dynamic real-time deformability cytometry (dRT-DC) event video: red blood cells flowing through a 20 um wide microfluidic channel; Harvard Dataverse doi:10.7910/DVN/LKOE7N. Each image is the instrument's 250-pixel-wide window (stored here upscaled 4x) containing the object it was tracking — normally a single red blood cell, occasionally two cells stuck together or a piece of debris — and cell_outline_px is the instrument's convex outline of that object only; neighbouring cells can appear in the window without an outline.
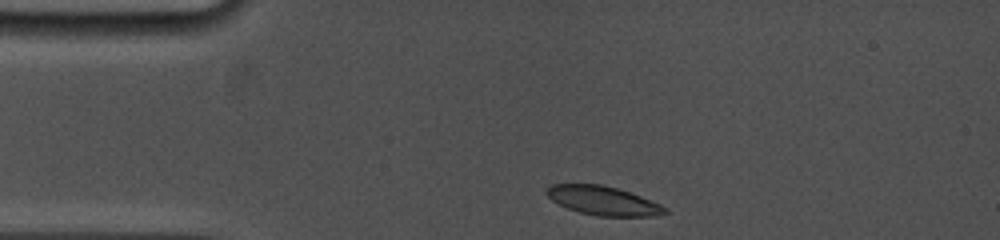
{"species": "common noctule bat (a hibernating species)", "species_latin": "Nyctalus noctula", "temperature_condition": "cold", "stored_images_in_passage": 9, "camera_frame_rate_fps": 5000, "um_per_image_px": 0.085, "animal": {"sex": "female", "body_mass_g": 19.0, "forearm_length_mm": 53.3}, "frame": {"image": 1, "passage_image": 1, "time_ms": 0.0, "image_size_px": [1000, 240], "cell_outline_px": [[668, 212], [656, 216], [596, 216], [580, 212], [568, 208], [552, 200], [544, 192], [552, 184], [600, 184], [616, 188], [640, 196], [660, 204], [668, 208]], "centroid_in_image_um": [51.28, 17.06], "position_along_channel_um": 33.7, "area_um2": 19.77}}
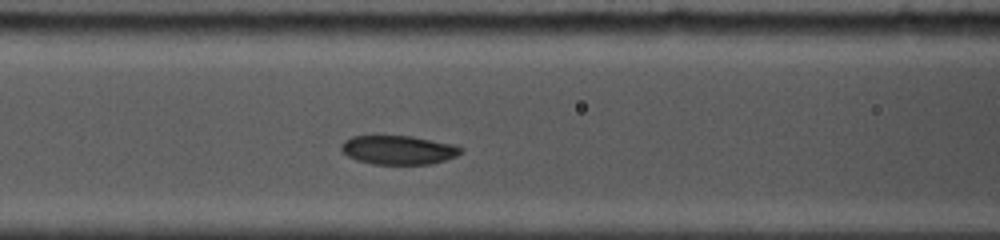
{"frame": {"image": 2, "passage_image": 6, "time_ms": 3.6, "image_size_px": [1000, 240], "cell_outline_px": [[464, 148], [456, 156], [444, 160], [428, 164], [372, 164], [356, 160], [348, 156], [340, 148], [340, 144], [344, 140], [352, 136], [372, 132], [412, 136], [452, 144]], "centroid_in_image_um": [33.76, 12.69], "position_along_channel_um": 132.8, "area_um2": 20.92}}
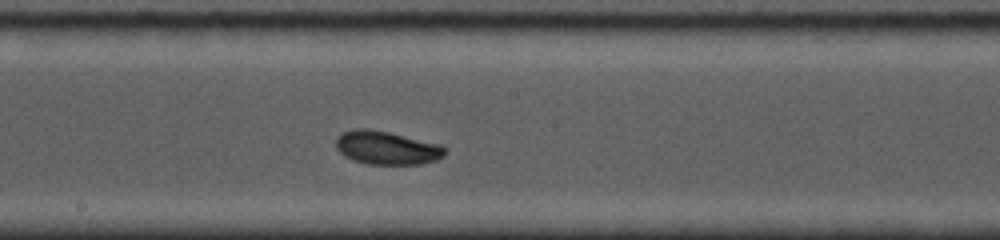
{"frame": {"image": 3, "passage_image": 9, "time_ms": 5.8, "image_size_px": [1000, 240], "cell_outline_px": [[448, 152], [444, 156], [436, 160], [420, 164], [368, 164], [352, 160], [344, 156], [336, 148], [336, 136], [340, 132], [352, 128], [368, 128], [388, 132], [444, 144], [448, 148]], "centroid_in_image_um": [32.9, 12.55], "position_along_channel_um": 215.3, "area_um2": 21.79}}